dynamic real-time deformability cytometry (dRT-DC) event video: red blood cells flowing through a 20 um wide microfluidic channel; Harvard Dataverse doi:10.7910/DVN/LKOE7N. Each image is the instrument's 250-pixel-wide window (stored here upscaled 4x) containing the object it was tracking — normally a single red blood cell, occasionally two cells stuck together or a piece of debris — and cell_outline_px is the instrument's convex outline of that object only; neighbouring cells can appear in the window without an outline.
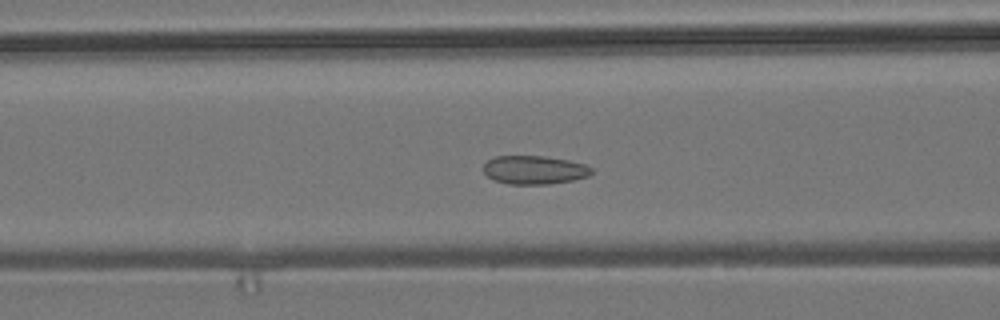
{"species": "common noctule bat (a hibernating species)", "species_latin": "Nyctalus noctula", "temperature_condition": "room temperature", "stored_images_in_passage": 39, "camera_frame_rate_fps": 3000, "um_per_image_px": 0.085, "animal": {"sex": "male", "body_mass_g": 19.2, "forearm_length_mm": 51.8}, "frame": {"image": 1, "passage_image": 5, "time_ms": 1.333, "image_size_px": [1000, 320], "cell_outline_px": [[592, 172], [588, 176], [572, 180], [548, 184], [508, 184], [492, 180], [484, 172], [484, 164], [488, 160], [496, 156], [544, 156], [568, 160], [584, 164], [592, 168]], "centroid_in_image_um": [45.4, 14.44], "position_along_channel_um": 121.2, "area_um2": 17.92}}
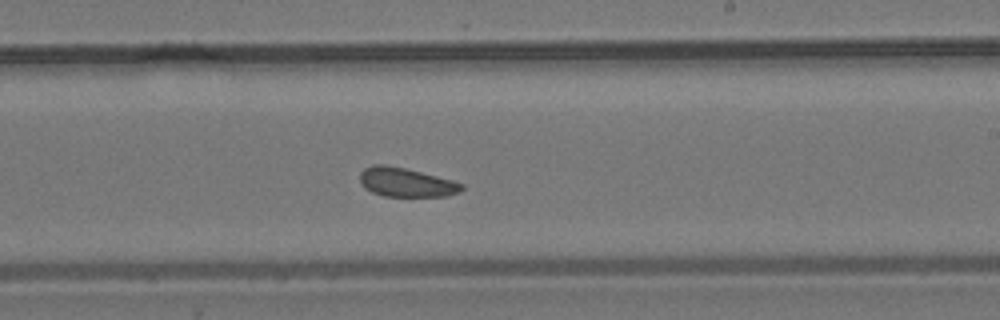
{"frame": {"image": 2, "passage_image": 16, "time_ms": 5.0, "image_size_px": [1000, 320], "cell_outline_px": [[464, 188], [460, 192], [448, 196], [384, 196], [372, 192], [364, 188], [360, 180], [360, 172], [364, 168], [372, 164], [384, 164], [404, 168], [452, 180], [464, 184]], "centroid_in_image_um": [34.51, 15.5], "position_along_channel_um": 254.5, "area_um2": 17.22}}
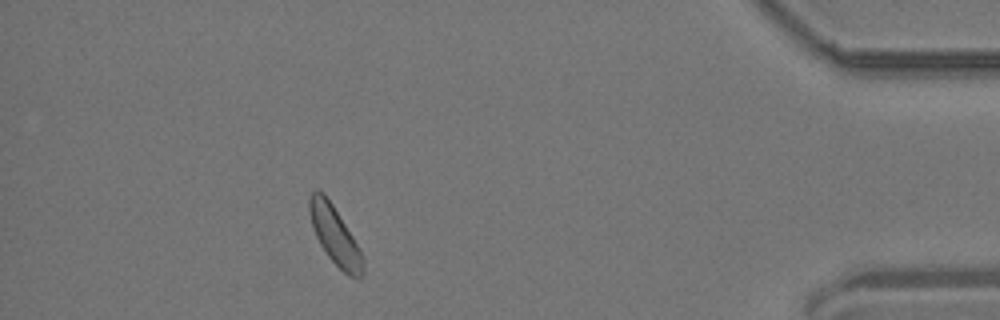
{"frame": {"image": 3, "passage_image": 33, "time_ms": 10.667, "image_size_px": [1000, 320], "cell_outline_px": [[364, 276], [356, 280], [348, 276], [328, 256], [320, 244], [312, 228], [308, 212], [308, 196], [316, 188], [324, 192], [332, 204], [352, 236], [364, 260]], "centroid_in_image_um": [28.44, 20.0], "position_along_channel_um": 406.8, "area_um2": 18.21}}